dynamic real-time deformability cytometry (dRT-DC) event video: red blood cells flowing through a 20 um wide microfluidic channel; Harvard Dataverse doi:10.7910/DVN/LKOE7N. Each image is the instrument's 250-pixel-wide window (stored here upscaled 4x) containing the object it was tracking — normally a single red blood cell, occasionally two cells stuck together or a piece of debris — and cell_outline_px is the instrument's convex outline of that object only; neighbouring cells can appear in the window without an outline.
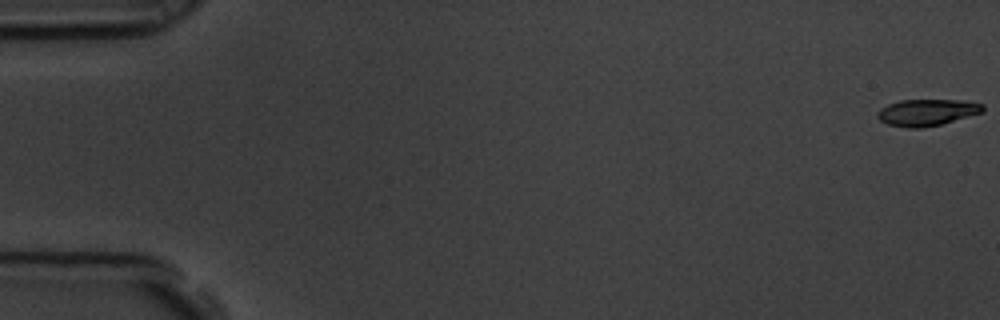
{"species": "common noctule bat (a hibernating species)", "species_latin": "Nyctalus noctula", "temperature_condition": "room temperature", "stored_images_in_passage": 58, "camera_frame_rate_fps": 3000, "um_per_image_px": 0.085, "animal": {"sex": "male", "body_mass_g": 19.5, "forearm_length_mm": 54.6}, "frame": {"image": 1, "passage_image": 1, "time_ms": 0.0, "image_size_px": [1000, 320], "cell_outline_px": [[984, 112], [940, 124], [920, 128], [908, 128], [888, 124], [880, 120], [876, 116], [876, 112], [880, 108], [888, 104], [900, 100], [960, 100], [984, 104]], "centroid_in_image_um": [78.77, 9.55], "position_along_channel_um": 6.2, "area_um2": 16.3}}
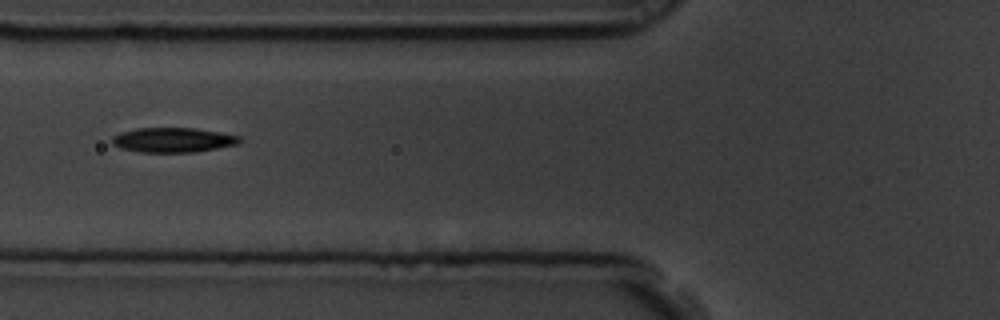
{"frame": {"image": 2, "passage_image": 23, "time_ms": 7.333, "image_size_px": [1000, 320], "cell_outline_px": [[244, 140], [240, 144], [196, 152], [140, 152], [120, 148], [112, 144], [112, 136], [120, 132], [136, 128], [196, 128], [220, 132], [240, 136]], "centroid_in_image_um": [14.74, 11.9], "position_along_channel_um": 111.1, "area_um2": 18.61}}
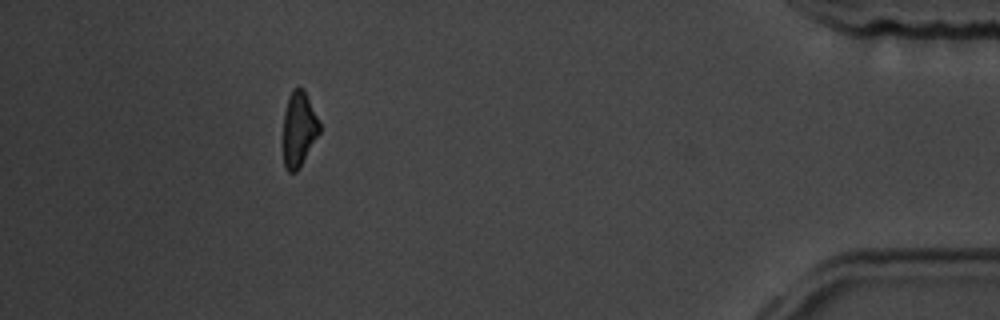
{"frame": {"image": 3, "passage_image": 53, "time_ms": 17.333, "image_size_px": [1000, 320], "cell_outline_px": [[320, 132], [296, 172], [288, 172], [284, 164], [284, 112], [288, 96], [292, 88], [304, 88], [320, 124]], "centroid_in_image_um": [25.4, 10.93], "position_along_channel_um": 409.8, "area_um2": 15.61}, "authors_computed_cell_mechanics": {"area_um2": 17.5712, "velocity_mm_per_s": 3.5482, "shape_relaxation_time_tau1_ms": 4.8714, "shape_relaxation_time_tau2_ms": 10.4849, "deformation_change_tau1": 0.1542, "deformation_change_tau2": 0.2015}}